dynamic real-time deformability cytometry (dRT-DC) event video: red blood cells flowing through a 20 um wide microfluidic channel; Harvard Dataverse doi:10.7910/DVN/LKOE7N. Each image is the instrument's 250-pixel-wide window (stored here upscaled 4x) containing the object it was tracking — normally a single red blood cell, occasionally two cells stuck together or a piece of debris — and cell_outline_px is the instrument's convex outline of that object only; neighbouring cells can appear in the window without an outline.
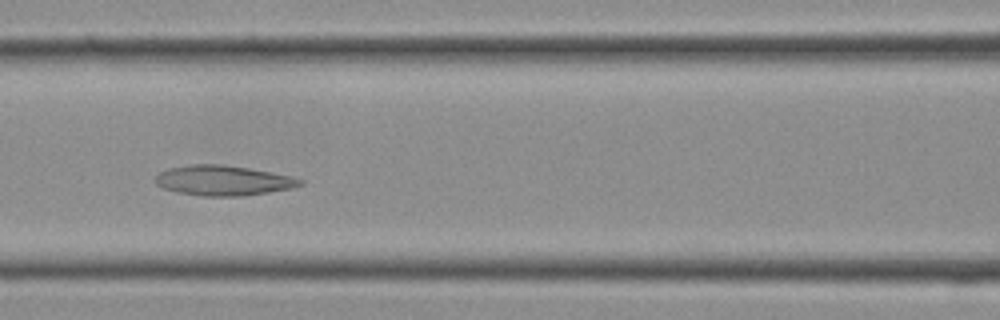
{"species": "Egyptian fruit bat (a non-hibernating species)", "species_latin": "Rousettus aegyptiacus", "temperature_condition": "cold", "stored_images_in_passage": 30, "camera_frame_rate_fps": 3000, "um_per_image_px": 0.085, "frame": {"image": 1, "passage_image": 13, "time_ms": 4.0, "image_size_px": [1000, 320], "cell_outline_px": [[304, 184], [292, 188], [244, 196], [200, 196], [176, 192], [164, 188], [156, 184], [152, 180], [160, 172], [168, 168], [192, 164], [220, 164], [248, 168], [292, 176], [304, 180]], "centroid_in_image_um": [18.95, 15.34], "position_along_channel_um": 147.6, "area_um2": 25.49}}
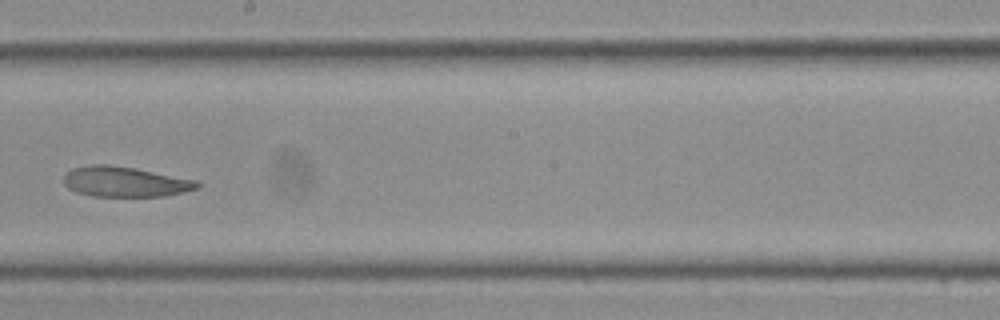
{"frame": {"image": 2, "passage_image": 17, "time_ms": 5.333, "image_size_px": [1000, 320], "cell_outline_px": [[200, 188], [184, 192], [164, 196], [92, 196], [76, 192], [68, 188], [64, 184], [64, 176], [72, 168], [92, 164], [108, 164], [136, 168], [200, 180]], "centroid_in_image_um": [10.68, 15.44], "position_along_channel_um": 237.5, "area_um2": 23.81}}
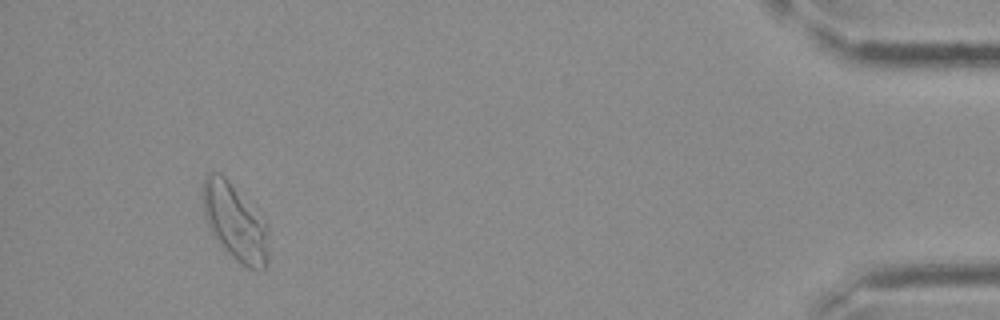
{"frame": {"image": 3, "passage_image": 28, "time_ms": 9.0, "image_size_px": [1000, 320], "cell_outline_px": [[268, 260], [264, 268], [244, 268], [216, 240], [204, 216], [200, 188], [204, 176], [208, 172], [220, 172], [228, 180], [268, 228]], "centroid_in_image_um": [19.9, 18.86], "position_along_channel_um": 415.3, "area_um2": 29.02}}